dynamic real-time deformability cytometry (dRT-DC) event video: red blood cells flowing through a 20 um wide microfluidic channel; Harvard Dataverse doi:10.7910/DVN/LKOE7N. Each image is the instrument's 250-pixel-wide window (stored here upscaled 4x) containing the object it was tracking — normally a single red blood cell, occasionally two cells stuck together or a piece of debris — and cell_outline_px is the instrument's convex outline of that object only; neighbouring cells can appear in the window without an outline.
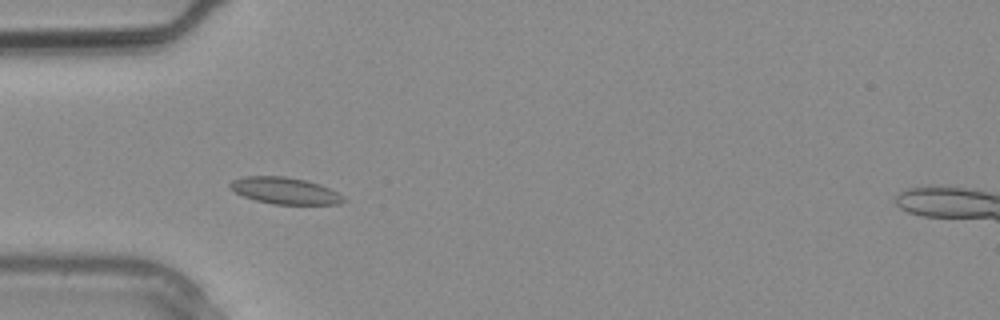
{"species": "common noctule bat (a hibernating species)", "species_latin": "Nyctalus noctula", "temperature_condition": "warm", "stored_images_in_passage": 1, "camera_frame_rate_fps": 3000, "um_per_image_px": 0.085, "animal": {"sex": "male", "body_mass_g": 20.4}, "frame": {"image": 1, "passage_image": 1, "time_ms": 0.0, "image_size_px": [1000, 320], "cell_outline_px": [[348, 200], [340, 204], [272, 204], [256, 200], [244, 196], [236, 192], [228, 184], [232, 180], [244, 176], [284, 176], [304, 180], [320, 184], [344, 196]], "centroid_in_image_um": [24.24, 16.21], "position_along_channel_um": 60.8, "area_um2": 17.51}}